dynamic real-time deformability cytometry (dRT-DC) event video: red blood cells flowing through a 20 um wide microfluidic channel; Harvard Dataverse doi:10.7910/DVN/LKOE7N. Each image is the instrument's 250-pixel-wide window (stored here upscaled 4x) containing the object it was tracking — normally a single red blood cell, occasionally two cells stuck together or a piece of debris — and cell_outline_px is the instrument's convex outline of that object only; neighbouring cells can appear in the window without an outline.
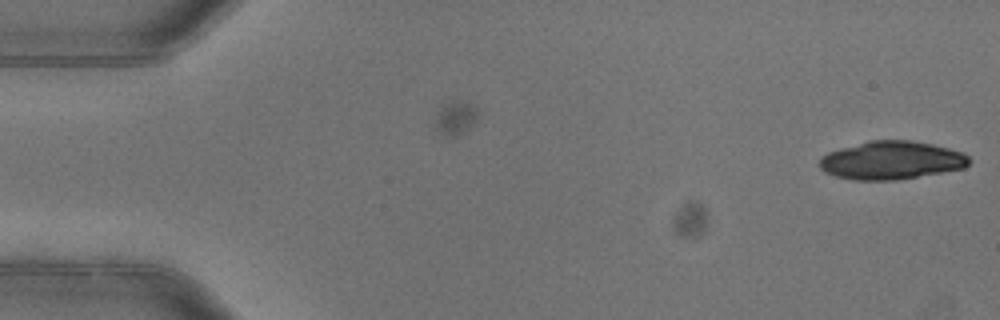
{"species": "common noctule bat (a hibernating species)", "species_latin": "Nyctalus noctula", "temperature_condition": "warm", "stored_images_in_passage": 6, "camera_frame_rate_fps": 3000, "um_per_image_px": 0.085, "animal": {"sex": "female"}, "frame": {"image": 1, "passage_image": 6, "time_ms": 1.667, "image_size_px": [1000, 320], "cell_outline_px": [[972, 160], [964, 168], [896, 180], [852, 180], [832, 176], [824, 172], [820, 168], [820, 156], [828, 152], [840, 148], [868, 140], [912, 140], [932, 144], [964, 152]], "centroid_in_image_um": [75.74, 13.62], "position_along_channel_um": 9.3, "area_um2": 33.58}}